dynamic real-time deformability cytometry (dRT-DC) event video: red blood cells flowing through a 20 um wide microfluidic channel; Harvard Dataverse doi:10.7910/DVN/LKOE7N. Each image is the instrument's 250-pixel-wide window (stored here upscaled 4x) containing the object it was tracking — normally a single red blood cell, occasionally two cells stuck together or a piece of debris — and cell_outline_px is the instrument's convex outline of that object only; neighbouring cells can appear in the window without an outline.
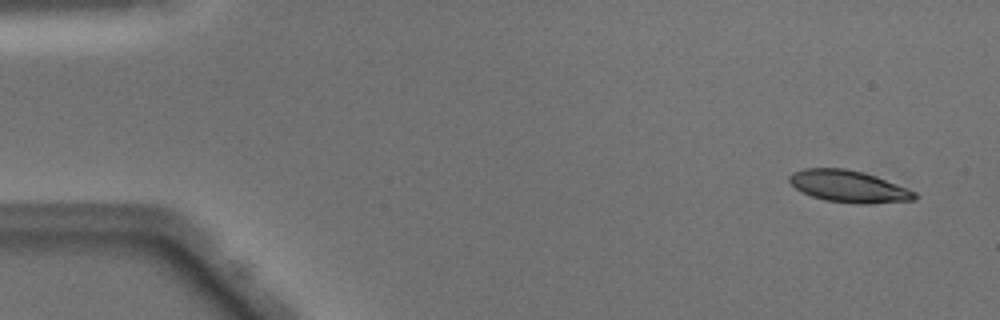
{"species": "Egyptian fruit bat (a non-hibernating species)", "species_latin": "Rousettus aegyptiacus", "temperature_condition": "warm", "stored_images_in_passage": 47, "camera_frame_rate_fps": 3000, "um_per_image_px": 0.085, "animal": {"sex": "male"}, "frame": {"image": 1, "passage_image": 1, "time_ms": 0.0, "image_size_px": [1000, 320], "cell_outline_px": [[920, 196], [916, 200], [868, 204], [856, 204], [824, 200], [812, 196], [796, 188], [788, 180], [788, 176], [792, 172], [804, 168], [844, 168], [864, 172], [876, 176], [916, 192]], "centroid_in_image_um": [72.16, 15.85], "position_along_channel_um": 12.8, "area_um2": 23.41}}
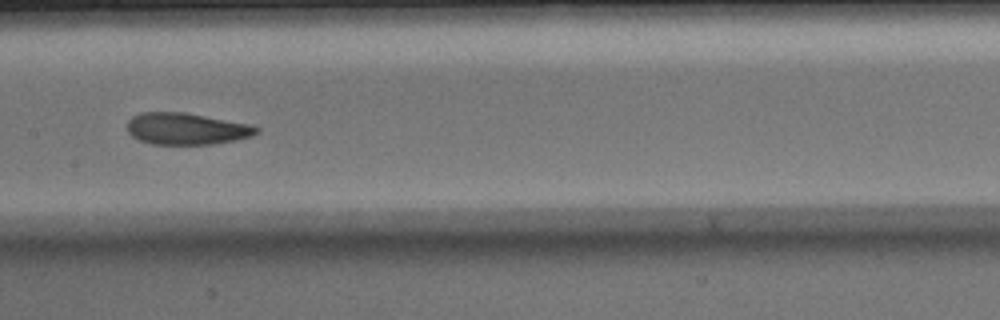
{"frame": {"image": 2, "passage_image": 23, "time_ms": 7.333, "image_size_px": [1000, 320], "cell_outline_px": [[260, 132], [252, 136], [236, 140], [212, 144], [152, 144], [140, 140], [132, 136], [128, 132], [128, 120], [132, 116], [144, 112], [184, 112], [252, 124], [260, 128]], "centroid_in_image_um": [15.89, 10.94], "position_along_channel_um": 191.5, "area_um2": 23.99}}
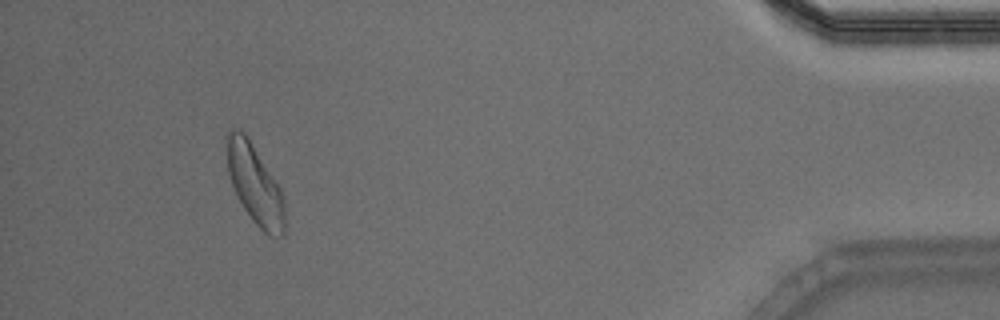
{"frame": {"image": 3, "passage_image": 44, "time_ms": 14.333, "image_size_px": [1000, 320], "cell_outline_px": [[284, 236], [268, 236], [252, 220], [244, 208], [232, 184], [228, 172], [224, 140], [224, 136], [228, 128], [236, 128], [244, 132], [248, 136], [276, 180], [284, 196]], "centroid_in_image_um": [21.63, 15.58], "position_along_channel_um": 413.6, "area_um2": 27.22}, "authors_computed_cell_mechanics": {"area_um2": 24.5072, "velocity_mm_per_s": 4.0657, "shape_relaxation_time_tau1_ms": 4.3387, "shape_relaxation_time_tau2_ms": 2.215, "deformation_change_tau1": 0.1493, "deformation_change_tau2": 0.096}}